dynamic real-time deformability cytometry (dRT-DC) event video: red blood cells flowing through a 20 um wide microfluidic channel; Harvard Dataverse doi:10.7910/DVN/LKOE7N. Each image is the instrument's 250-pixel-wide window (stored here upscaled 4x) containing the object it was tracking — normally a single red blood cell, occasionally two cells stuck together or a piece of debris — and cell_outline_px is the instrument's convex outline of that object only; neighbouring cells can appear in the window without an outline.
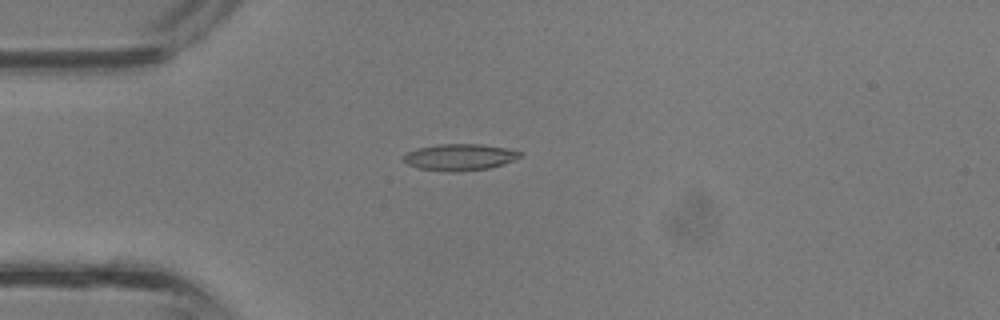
{"species": "common noctule bat (a hibernating species)", "species_latin": "Nyctalus noctula", "temperature_condition": "room temperature", "stored_images_in_passage": 3, "camera_frame_rate_fps": 3000, "um_per_image_px": 0.085, "animal": {"sex": "male", "body_mass_g": 13.3}, "frame": {"image": 1, "passage_image": 1, "time_ms": 0.0, "image_size_px": [1000, 320], "cell_outline_px": [[524, 152], [520, 156], [504, 164], [488, 168], [456, 172], [448, 172], [420, 168], [408, 164], [404, 160], [404, 156], [408, 152], [416, 148], [440, 144], [480, 144], [504, 148]], "centroid_in_image_um": [39.08, 13.36], "position_along_channel_um": 45.9, "area_um2": 17.8}}